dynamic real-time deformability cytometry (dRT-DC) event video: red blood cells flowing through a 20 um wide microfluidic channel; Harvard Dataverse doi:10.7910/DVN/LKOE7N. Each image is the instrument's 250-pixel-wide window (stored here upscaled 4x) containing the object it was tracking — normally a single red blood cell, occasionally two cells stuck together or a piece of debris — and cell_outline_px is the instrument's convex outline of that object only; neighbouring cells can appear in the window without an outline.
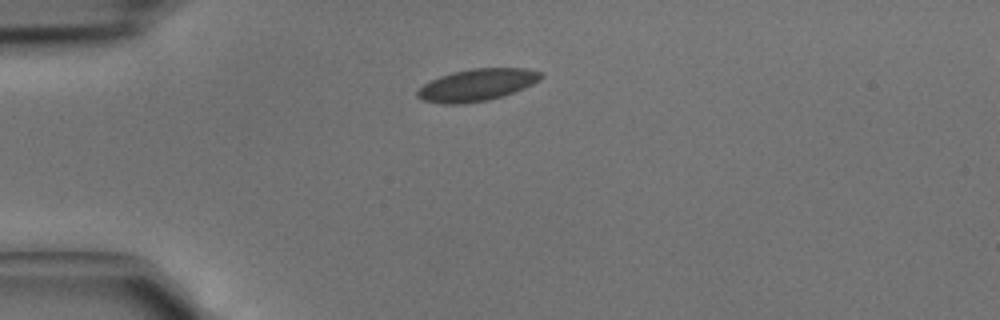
{"species": "common noctule bat (a hibernating species)", "species_latin": "Nyctalus noctula", "temperature_condition": "cold", "stored_images_in_passage": 1, "camera_frame_rate_fps": 3000, "um_per_image_px": 0.085, "animal": {"sex": "male", "body_mass_g": 15.6}, "frame": {"image": 1, "passage_image": 1, "time_ms": 0.0, "image_size_px": [1000, 320], "cell_outline_px": [[544, 76], [540, 80], [524, 88], [504, 96], [488, 100], [464, 104], [444, 104], [424, 100], [416, 96], [416, 92], [424, 84], [440, 76], [452, 72], [472, 68], [528, 68], [540, 72]], "centroid_in_image_um": [40.56, 7.22], "position_along_channel_um": 44.4, "area_um2": 23.12}}